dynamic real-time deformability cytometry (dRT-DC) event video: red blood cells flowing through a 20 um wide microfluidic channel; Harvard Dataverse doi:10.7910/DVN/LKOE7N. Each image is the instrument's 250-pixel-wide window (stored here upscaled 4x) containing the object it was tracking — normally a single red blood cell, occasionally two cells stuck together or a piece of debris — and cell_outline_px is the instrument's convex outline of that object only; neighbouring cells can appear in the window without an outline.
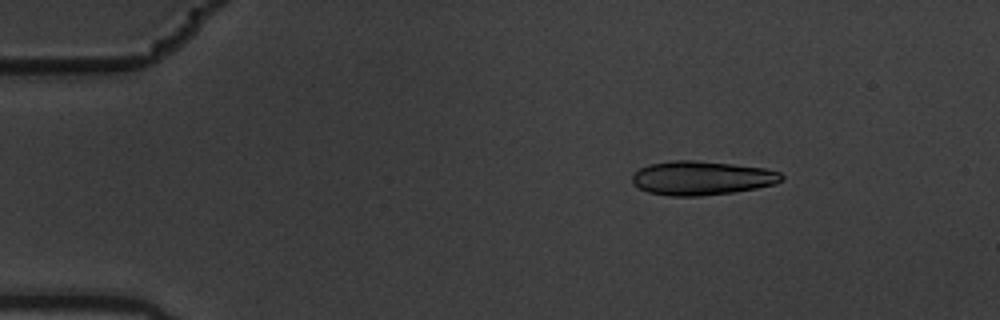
{"species": "common noctule bat (a hibernating species)", "species_latin": "Nyctalus noctula", "temperature_condition": "warm", "stored_images_in_passage": 6, "camera_frame_rate_fps": 3000, "um_per_image_px": 0.085, "animal": {"sex": "male", "body_mass_g": 19.5, "forearm_length_mm": 54.6}, "frame": {"image": 1, "passage_image": 3, "time_ms": 0.667, "image_size_px": [1000, 320], "cell_outline_px": [[784, 180], [776, 184], [756, 188], [732, 192], [700, 196], [668, 196], [648, 192], [632, 184], [632, 176], [640, 168], [648, 164], [676, 160], [692, 160], [732, 164], [764, 168], [780, 172], [784, 176]], "centroid_in_image_um": [59.65, 15.13], "position_along_channel_um": 25.3, "area_um2": 29.59}}